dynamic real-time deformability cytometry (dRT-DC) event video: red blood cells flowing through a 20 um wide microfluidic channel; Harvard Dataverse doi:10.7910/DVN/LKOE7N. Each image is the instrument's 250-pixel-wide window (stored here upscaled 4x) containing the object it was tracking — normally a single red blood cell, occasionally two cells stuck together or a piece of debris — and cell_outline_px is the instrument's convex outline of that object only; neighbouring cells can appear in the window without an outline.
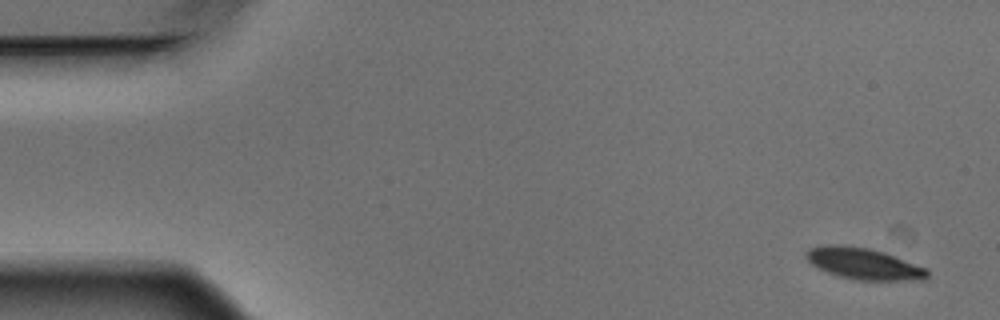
{"species": "Egyptian fruit bat (a non-hibernating species)", "species_latin": "Rousettus aegyptiacus", "temperature_condition": "warm", "stored_images_in_passage": 8, "camera_frame_rate_fps": 3000, "um_per_image_px": 0.085, "animal": {"sex": "male"}, "frame": {"image": 1, "passage_image": 1, "time_ms": 0.0, "image_size_px": [1000, 320], "cell_outline_px": [[928, 276], [924, 280], [856, 280], [840, 276], [828, 272], [812, 264], [804, 256], [804, 252], [808, 248], [824, 244], [840, 244], [872, 248], [884, 252], [928, 268]], "centroid_in_image_um": [73.41, 22.39], "position_along_channel_um": 11.6, "area_um2": 22.43}}
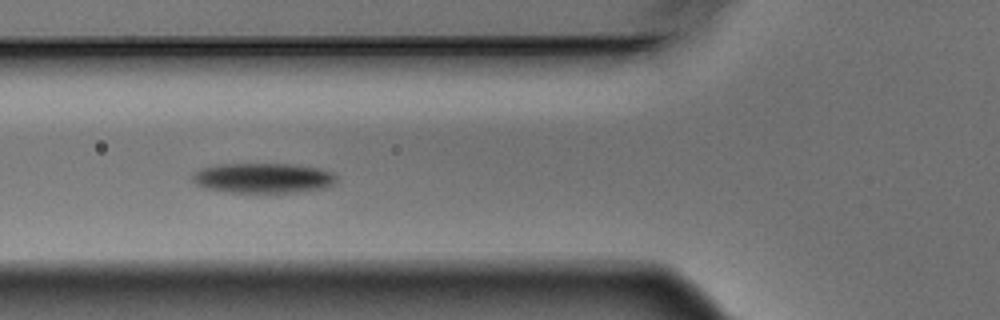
{"frame": {"image": 2, "passage_image": 6, "time_ms": 1.667, "image_size_px": [1000, 320], "cell_outline_px": [[336, 180], [328, 188], [296, 192], [232, 192], [204, 188], [196, 184], [192, 180], [192, 172], [200, 168], [220, 164], [292, 164], [320, 168], [336, 172]], "centroid_in_image_um": [22.38, 15.12], "position_along_channel_um": 103.4, "area_um2": 25.43}}
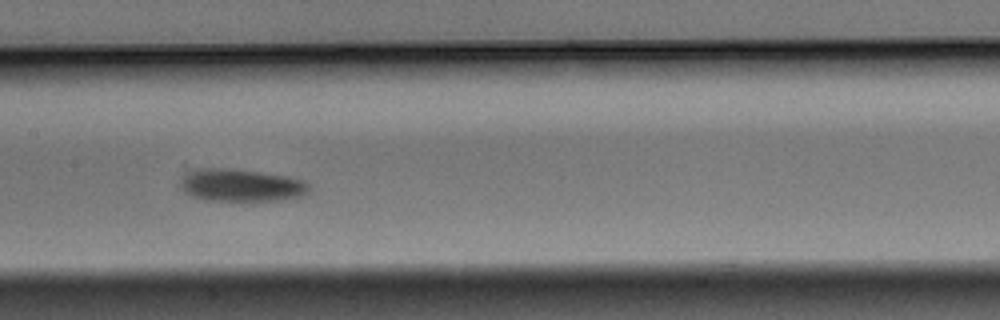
{"frame": {"image": 3, "passage_image": 8, "time_ms": 2.333, "image_size_px": [1000, 320], "cell_outline_px": [[308, 192], [304, 196], [280, 200], [232, 204], [204, 200], [192, 196], [184, 192], [180, 188], [180, 176], [184, 172], [196, 168], [232, 168], [288, 176], [304, 180], [308, 184]], "centroid_in_image_um": [20.43, 15.79], "position_along_channel_um": 187.0, "area_um2": 25.84}}